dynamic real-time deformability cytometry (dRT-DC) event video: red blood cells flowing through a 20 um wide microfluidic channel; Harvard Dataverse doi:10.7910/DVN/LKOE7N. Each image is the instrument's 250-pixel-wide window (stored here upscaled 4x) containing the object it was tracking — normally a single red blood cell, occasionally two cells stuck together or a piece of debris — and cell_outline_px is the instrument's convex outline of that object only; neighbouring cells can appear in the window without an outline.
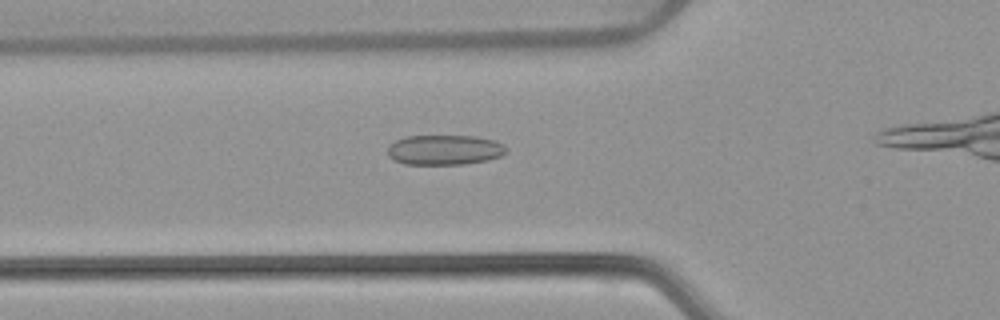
{"species": "common noctule bat (a hibernating species)", "species_latin": "Nyctalus noctula", "temperature_condition": "warm", "stored_images_in_passage": 34, "camera_frame_rate_fps": 3000, "um_per_image_px": 0.085, "animal": {"sex": "female", "body_mass_g": 22.7, "forearm_length_mm": 54.2}, "frame": {"image": 1, "passage_image": 10, "time_ms": 3.0, "image_size_px": [1000, 320], "cell_outline_px": [[508, 148], [500, 156], [488, 160], [464, 164], [404, 164], [392, 160], [388, 156], [388, 144], [404, 136], [476, 136], [492, 140], [504, 144]], "centroid_in_image_um": [37.75, 12.74], "position_along_channel_um": 88.1, "area_um2": 20.87}}
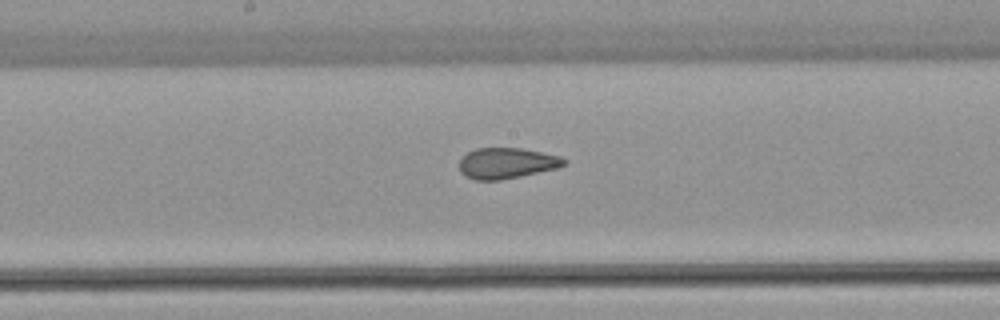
{"frame": {"image": 2, "passage_image": 19, "time_ms": 6.0, "image_size_px": [1000, 320], "cell_outline_px": [[568, 164], [560, 168], [500, 180], [476, 180], [464, 176], [460, 172], [460, 160], [468, 152], [476, 148], [520, 148], [560, 156], [568, 160]], "centroid_in_image_um": [43.11, 13.88], "position_along_channel_um": 205.1, "area_um2": 18.9}}
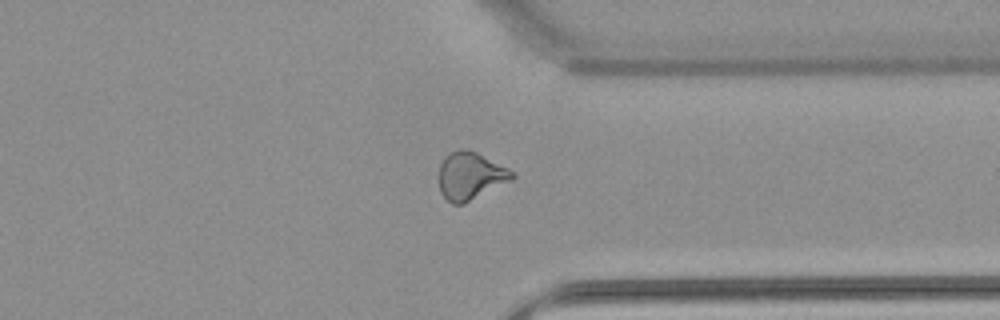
{"frame": {"image": 3, "passage_image": 32, "time_ms": 10.333, "image_size_px": [1000, 320], "cell_outline_px": [[516, 176], [512, 180], [464, 204], [452, 204], [440, 192], [440, 164], [444, 156], [460, 148], [468, 148], [516, 172]], "centroid_in_image_um": [40.0, 14.94], "position_along_channel_um": 371.4, "area_um2": 20.35}}